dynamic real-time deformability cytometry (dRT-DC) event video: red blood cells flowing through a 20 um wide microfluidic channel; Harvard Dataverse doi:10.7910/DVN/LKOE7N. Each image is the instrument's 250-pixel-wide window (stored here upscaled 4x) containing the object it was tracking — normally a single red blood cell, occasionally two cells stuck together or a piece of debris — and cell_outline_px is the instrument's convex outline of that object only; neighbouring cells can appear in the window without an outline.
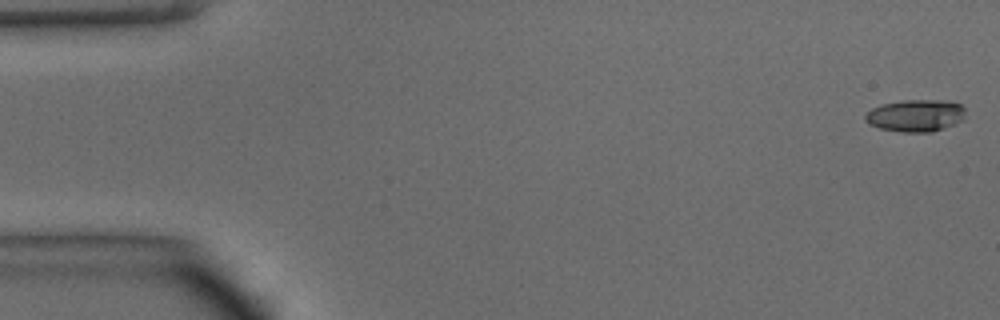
{"species": "common noctule bat (a hibernating species)", "species_latin": "Nyctalus noctula", "temperature_condition": "warm", "stored_images_in_passage": 48, "camera_frame_rate_fps": 3000, "um_per_image_px": 0.085, "animal": {"sex": "male", "body_mass_g": 15.6}, "frame": {"image": 1, "passage_image": 1, "time_ms": 0.0, "image_size_px": [1000, 320], "cell_outline_px": [[964, 120], [956, 124], [932, 132], [904, 132], [880, 128], [868, 124], [864, 120], [864, 116], [872, 108], [880, 104], [904, 100], [948, 100], [960, 104], [964, 108]], "centroid_in_image_um": [77.84, 9.82], "position_along_channel_um": 7.2, "area_um2": 18.96}}
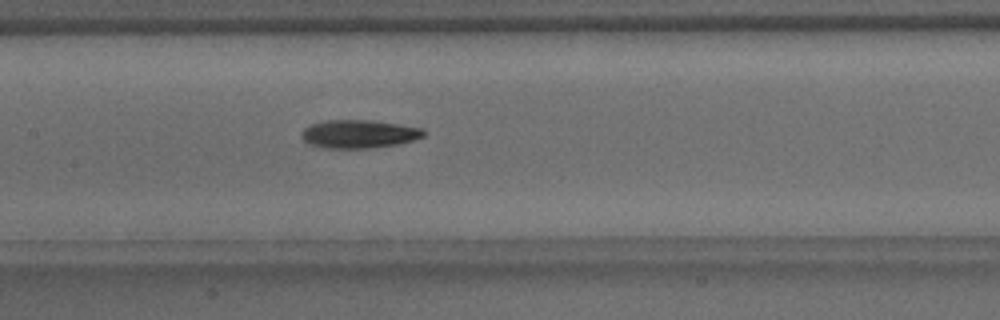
{"frame": {"image": 2, "passage_image": 23, "time_ms": 7.333, "image_size_px": [1000, 320], "cell_outline_px": [[424, 136], [412, 140], [396, 144], [372, 148], [324, 148], [308, 144], [300, 136], [300, 132], [304, 128], [312, 124], [324, 120], [372, 120], [424, 128]], "centroid_in_image_um": [30.47, 11.38], "position_along_channel_um": 176.9, "area_um2": 20.17}}
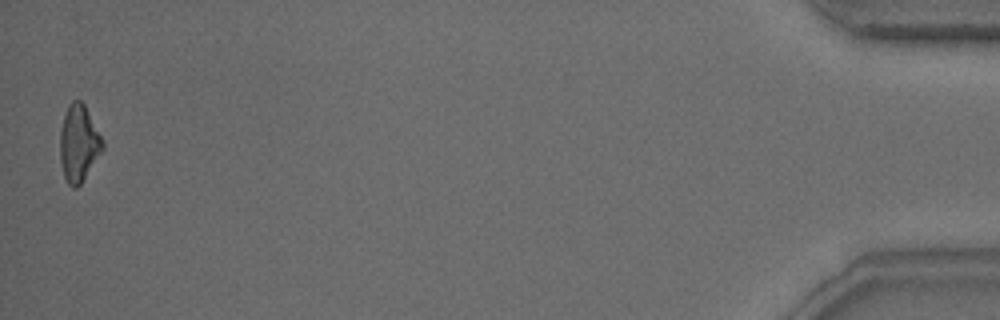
{"frame": {"image": 3, "passage_image": 48, "time_ms": 15.667, "image_size_px": [1000, 320], "cell_outline_px": [[104, 148], [80, 184], [76, 188], [72, 188], [68, 184], [64, 176], [60, 160], [60, 128], [68, 104], [72, 100], [80, 100], [84, 104], [104, 140]], "centroid_in_image_um": [6.69, 12.17], "position_along_channel_um": 428.5, "area_um2": 19.02}, "authors_computed_cell_mechanics": {"area_um2": 19.2474, "velocity_mm_per_s": 4.1701, "shape_relaxation_time_tau1_ms": 4.6509, "shape_relaxation_time_tau2_ms": null, "deformation_change_tau1": 0.1567, "deformation_change_tau2": null}}